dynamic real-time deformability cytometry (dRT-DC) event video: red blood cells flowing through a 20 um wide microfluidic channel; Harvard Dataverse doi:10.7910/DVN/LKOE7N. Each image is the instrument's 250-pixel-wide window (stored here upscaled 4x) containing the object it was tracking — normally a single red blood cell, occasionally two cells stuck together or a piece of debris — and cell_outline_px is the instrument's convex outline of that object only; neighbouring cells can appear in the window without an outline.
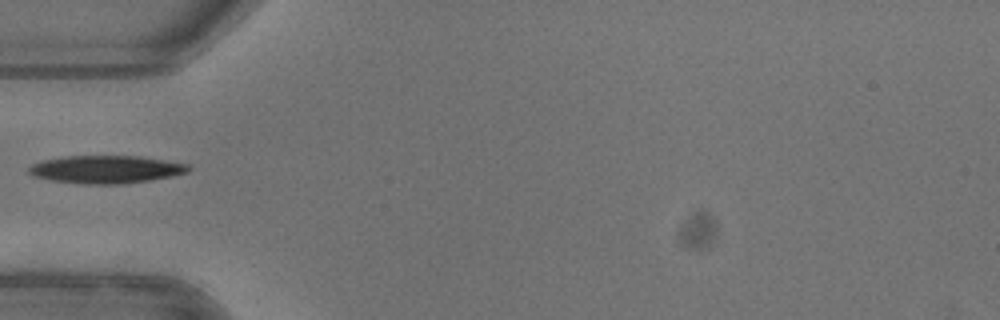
{"species": "common noctule bat (a hibernating species)", "species_latin": "Nyctalus noctula", "temperature_condition": "warm", "stored_images_in_passage": 36, "camera_frame_rate_fps": 3000, "um_per_image_px": 0.085, "animal": {"sex": "female"}, "frame": {"image": 1, "passage_image": 1, "time_ms": 0.0, "image_size_px": [1000, 320], "cell_outline_px": [[192, 168], [188, 172], [172, 176], [148, 180], [120, 184], [88, 184], [52, 180], [36, 176], [28, 172], [28, 168], [32, 164], [44, 160], [64, 156], [140, 156], [188, 164]], "centroid_in_image_um": [9.04, 14.39], "position_along_channel_um": 76.0, "area_um2": 25.61}}